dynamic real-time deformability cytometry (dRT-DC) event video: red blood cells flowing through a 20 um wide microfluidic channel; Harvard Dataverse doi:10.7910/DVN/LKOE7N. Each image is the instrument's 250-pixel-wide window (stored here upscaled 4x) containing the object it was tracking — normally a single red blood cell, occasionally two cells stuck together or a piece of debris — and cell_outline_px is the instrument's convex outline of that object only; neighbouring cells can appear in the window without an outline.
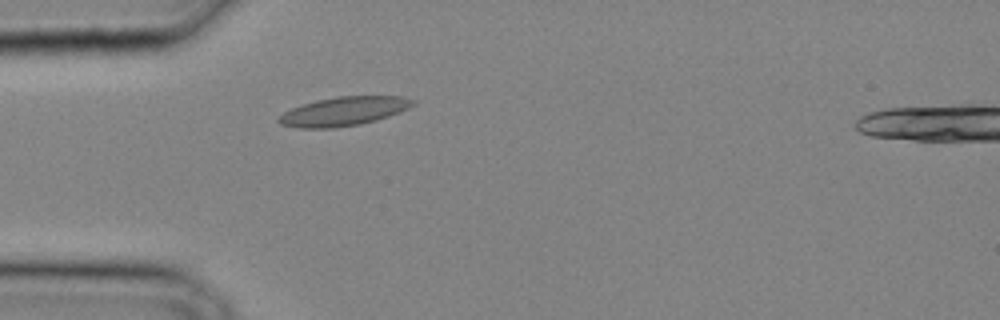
{"species": "common noctule bat (a hibernating species)", "species_latin": "Nyctalus noctula", "temperature_condition": "cold", "stored_images_in_passage": 5, "camera_frame_rate_fps": 3000, "um_per_image_px": 0.085, "animal": {"sex": "male", "body_mass_g": 20.4}, "frame": {"image": 1, "passage_image": 1, "time_ms": 0.0, "image_size_px": [1000, 320], "cell_outline_px": [[416, 104], [400, 112], [376, 120], [360, 124], [332, 128], [300, 128], [280, 124], [276, 120], [284, 112], [292, 108], [316, 100], [336, 96], [400, 96], [416, 100]], "centroid_in_image_um": [29.23, 9.45], "position_along_channel_um": 55.8, "area_um2": 22.54}}
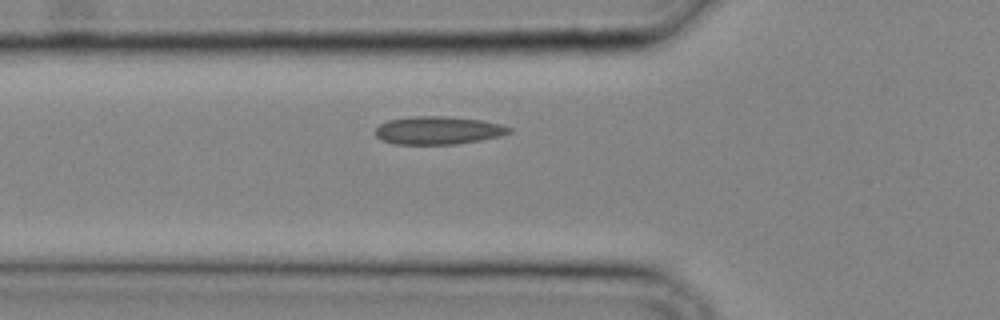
{"frame": {"image": 2, "passage_image": 3, "time_ms": 0.667, "image_size_px": [1000, 320], "cell_outline_px": [[512, 132], [500, 136], [480, 140], [456, 144], [396, 144], [380, 140], [376, 136], [376, 128], [380, 124], [388, 120], [420, 112], [484, 120], [500, 124], [512, 128]], "centroid_in_image_um": [37.21, 11.03], "position_along_channel_um": 88.6, "area_um2": 22.83}}